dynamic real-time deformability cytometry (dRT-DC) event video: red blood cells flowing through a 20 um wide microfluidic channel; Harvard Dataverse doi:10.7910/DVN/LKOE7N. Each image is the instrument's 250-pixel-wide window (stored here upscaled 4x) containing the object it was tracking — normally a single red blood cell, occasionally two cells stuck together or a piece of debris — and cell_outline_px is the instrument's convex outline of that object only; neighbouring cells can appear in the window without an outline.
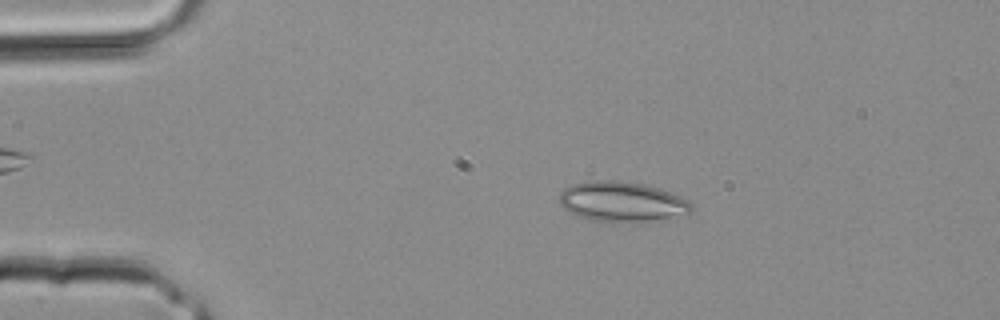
{"species": "common noctule bat (a hibernating species)", "species_latin": "Nyctalus noctula", "temperature_condition": "room temperature", "stored_images_in_passage": 3, "camera_frame_rate_fps": 3000, "um_per_image_px": 0.085, "animal": {"sex": "male", "body_mass_g": 20.4}, "frame": {"image": 1, "passage_image": 2, "time_ms": 0.333, "image_size_px": [1000, 320], "cell_outline_px": [[692, 212], [688, 216], [668, 220], [640, 224], [612, 224], [592, 220], [568, 212], [560, 204], [560, 192], [564, 188], [572, 184], [592, 180], [620, 180], [644, 184], [660, 188], [688, 200], [692, 204]], "centroid_in_image_um": [52.95, 17.2], "position_along_channel_um": 32.0, "area_um2": 32.37}}